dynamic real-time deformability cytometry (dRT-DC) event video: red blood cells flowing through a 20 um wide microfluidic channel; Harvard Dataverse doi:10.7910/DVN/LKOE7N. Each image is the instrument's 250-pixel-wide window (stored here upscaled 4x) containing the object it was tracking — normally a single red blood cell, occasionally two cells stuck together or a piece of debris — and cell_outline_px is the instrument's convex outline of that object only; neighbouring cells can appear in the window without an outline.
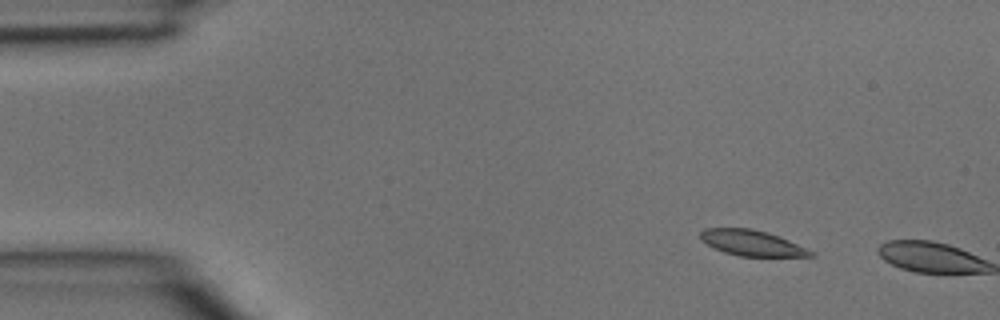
{"species": "common noctule bat (a hibernating species)", "species_latin": "Nyctalus noctula", "temperature_condition": "room temperature", "stored_images_in_passage": 2, "camera_frame_rate_fps": 3000, "um_per_image_px": 0.085, "animal": {"sex": "male", "body_mass_g": 15.6}, "frame": {"image": 1, "passage_image": 1, "time_ms": 0.0, "image_size_px": [1000, 320], "cell_outline_px": [[816, 256], [740, 256], [724, 252], [700, 240], [700, 232], [704, 228], [752, 228], [768, 232], [788, 240], [816, 252]], "centroid_in_image_um": [63.92, 20.64], "position_along_channel_um": 21.1, "area_um2": 16.42}}